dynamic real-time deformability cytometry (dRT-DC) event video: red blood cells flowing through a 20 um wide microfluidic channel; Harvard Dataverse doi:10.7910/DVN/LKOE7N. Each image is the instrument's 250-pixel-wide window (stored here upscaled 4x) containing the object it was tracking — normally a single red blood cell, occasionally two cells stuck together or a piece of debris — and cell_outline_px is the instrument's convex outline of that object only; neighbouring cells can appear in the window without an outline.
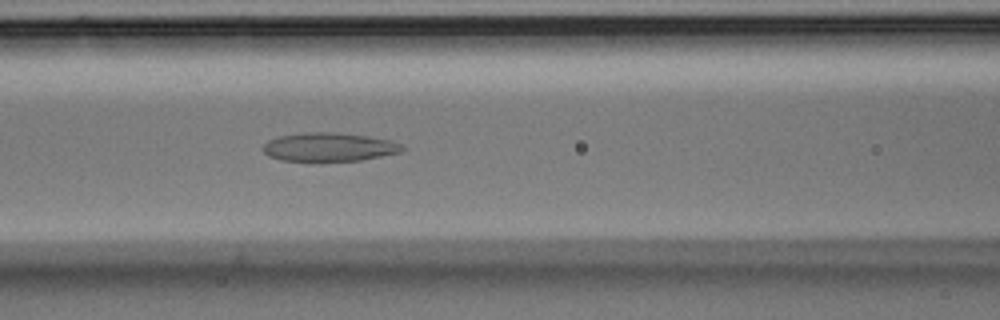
{"species": "Egyptian fruit bat (a non-hibernating species)", "species_latin": "Rousettus aegyptiacus", "temperature_condition": "room temperature", "stored_images_in_passage": 56, "camera_frame_rate_fps": 3000, "um_per_image_px": 0.085, "animal": {"sex": "male"}, "frame": {"image": 1, "passage_image": 23, "time_ms": 7.333, "image_size_px": [1000, 320], "cell_outline_px": [[408, 148], [400, 152], [360, 160], [316, 164], [280, 160], [268, 156], [260, 148], [268, 140], [276, 136], [308, 132], [332, 132], [368, 136], [388, 140], [400, 144]], "centroid_in_image_um": [27.89, 12.54], "position_along_channel_um": 138.7, "area_um2": 24.16}}
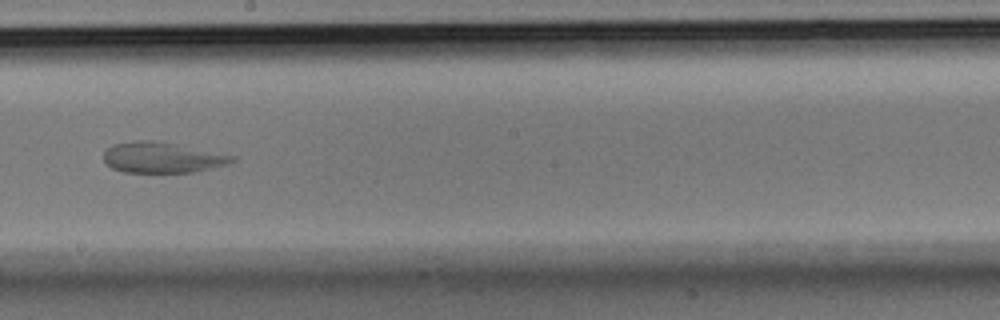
{"frame": {"image": 2, "passage_image": 31, "time_ms": 10.0, "image_size_px": [1000, 320], "cell_outline_px": [[236, 160], [228, 164], [192, 172], [124, 172], [112, 168], [104, 160], [104, 152], [112, 144], [136, 140], [160, 140], [236, 156]], "centroid_in_image_um": [13.79, 13.37], "position_along_channel_um": 234.4, "area_um2": 23.06}}
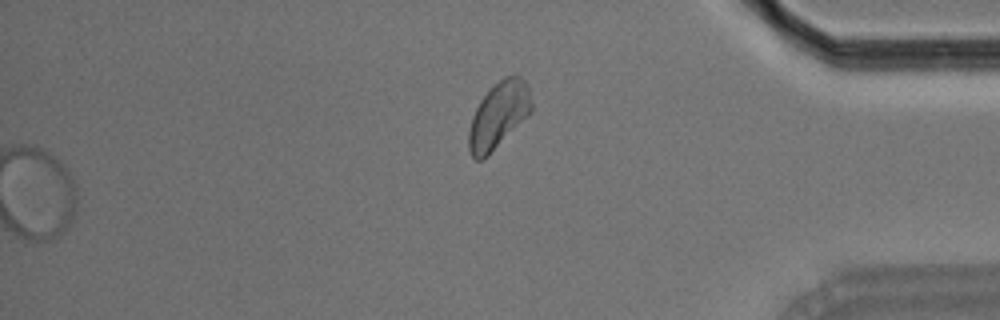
{"frame": {"image": 3, "passage_image": 56, "time_ms": 18.333, "image_size_px": [1000, 320], "cell_outline_px": [[532, 112], [528, 116], [480, 160], [476, 160], [472, 156], [468, 148], [468, 132], [472, 116], [480, 100], [504, 76], [520, 76], [524, 80], [528, 88], [532, 104]], "centroid_in_image_um": [42.37, 9.77], "position_along_channel_um": 392.8, "area_um2": 23.41}}